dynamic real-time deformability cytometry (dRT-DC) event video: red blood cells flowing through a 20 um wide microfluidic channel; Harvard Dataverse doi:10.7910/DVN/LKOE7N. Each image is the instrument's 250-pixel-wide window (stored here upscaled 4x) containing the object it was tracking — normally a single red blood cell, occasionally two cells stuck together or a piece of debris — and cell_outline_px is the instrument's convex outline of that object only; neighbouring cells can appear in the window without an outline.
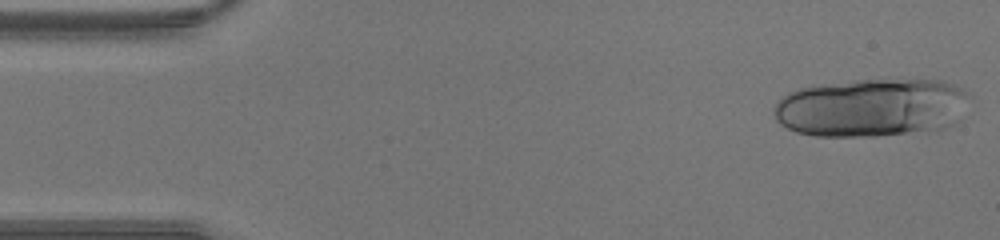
{"species": "human", "species_latin": "Homo sapiens", "temperature_condition": "warm", "stored_images_in_passage": 29, "camera_frame_rate_fps": 3000, "um_per_image_px": 0.085, "donor": {"sex": "male"}, "frame": {"image": 1, "passage_image": 1, "time_ms": 0.0, "image_size_px": [1000, 240], "cell_outline_px": [[972, 100], [928, 128], [908, 132], [876, 136], [816, 136], [796, 132], [780, 124], [776, 120], [772, 112], [772, 108], [780, 96], [788, 92], [812, 84], [852, 80], [944, 80], [956, 84], [968, 92], [972, 96]], "centroid_in_image_um": [73.82, 9.08], "position_along_channel_um": 11.2, "area_um2": 65.08}}
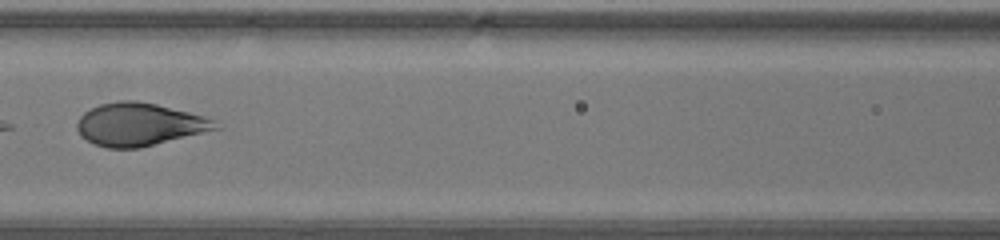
{"frame": {"image": 2, "passage_image": 19, "time_ms": 6.0, "image_size_px": [1000, 240], "cell_outline_px": [[220, 128], [140, 148], [108, 148], [96, 144], [80, 136], [76, 128], [76, 124], [80, 116], [84, 112], [100, 104], [116, 100], [136, 100], [156, 104], [204, 116], [212, 120]], "centroid_in_image_um": [11.79, 10.57], "position_along_channel_um": 154.8, "area_um2": 34.28}}
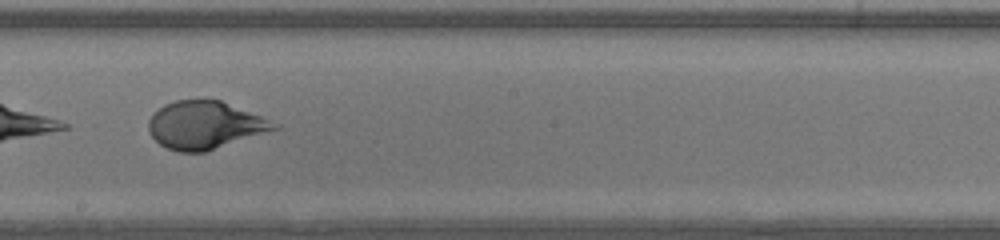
{"frame": {"image": 3, "passage_image": 24, "time_ms": 7.667, "image_size_px": [1000, 240], "cell_outline_px": [[284, 128], [204, 152], [180, 152], [168, 148], [160, 144], [152, 136], [148, 128], [148, 120], [164, 104], [176, 100], [220, 100], [280, 124]], "centroid_in_image_um": [17.47, 10.65], "position_along_channel_um": 230.7, "area_um2": 34.85}}